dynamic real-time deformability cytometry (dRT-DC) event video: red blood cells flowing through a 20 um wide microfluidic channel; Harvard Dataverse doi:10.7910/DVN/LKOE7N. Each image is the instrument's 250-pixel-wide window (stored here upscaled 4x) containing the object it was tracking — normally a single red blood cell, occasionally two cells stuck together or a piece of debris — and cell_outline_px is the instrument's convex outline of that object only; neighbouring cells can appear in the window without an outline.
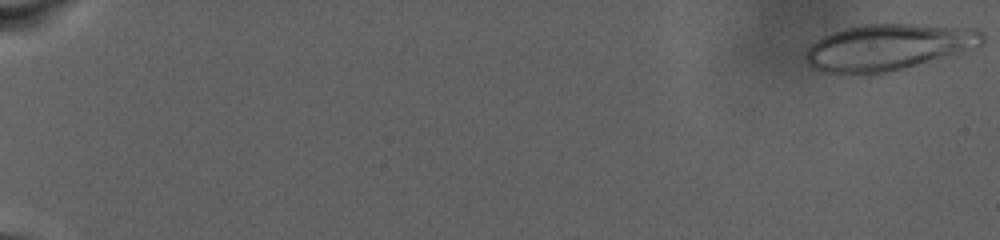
{"species": "human", "species_latin": "Homo sapiens", "temperature_condition": "warm", "stored_images_in_passage": 86, "camera_frame_rate_fps": 3000, "um_per_image_px": 0.085, "donor": {"sex": "male"}, "frame": {"image": 1, "passage_image": 1, "time_ms": 0.0, "image_size_px": [1000, 240], "cell_outline_px": [[984, 40], [980, 44], [944, 56], [904, 68], [884, 72], [824, 72], [812, 68], [804, 60], [804, 56], [808, 48], [816, 40], [832, 32], [844, 28], [864, 24], [916, 24], [976, 28], [984, 32]], "centroid_in_image_um": [75.45, 3.97], "position_along_channel_um": 9.6, "area_um2": 46.64}}
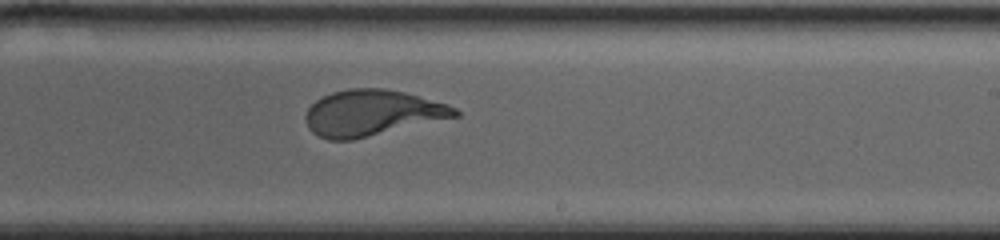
{"frame": {"image": 2, "passage_image": 57, "time_ms": 18.667, "image_size_px": [1000, 240], "cell_outline_px": [[460, 116], [352, 140], [328, 140], [312, 132], [308, 128], [304, 120], [304, 116], [308, 108], [316, 100], [332, 92], [348, 88], [384, 88], [404, 92], [448, 104], [456, 108], [460, 112]], "centroid_in_image_um": [31.61, 9.6], "position_along_channel_um": 257.4, "area_um2": 40.11}}
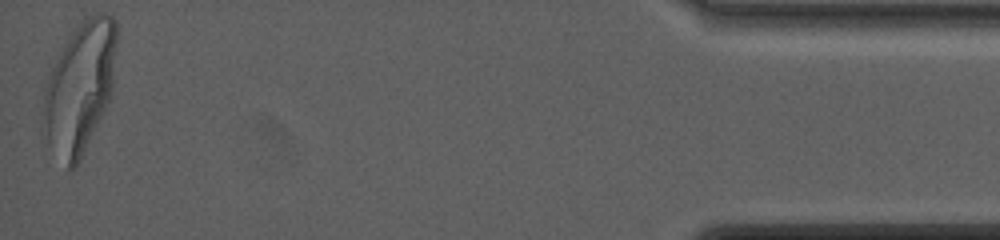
{"frame": {"image": 3, "passage_image": 86, "time_ms": 28.333, "image_size_px": [1000, 240], "cell_outline_px": [[116, 40], [112, 92], [80, 160], [76, 168], [68, 168], [40, 132], [44, 88], [52, 68], [60, 52], [72, 32], [88, 16], [96, 12], [104, 12], [112, 16], [116, 20]], "centroid_in_image_um": [6.75, 7.43], "position_along_channel_um": 428.4, "area_um2": 55.43}}